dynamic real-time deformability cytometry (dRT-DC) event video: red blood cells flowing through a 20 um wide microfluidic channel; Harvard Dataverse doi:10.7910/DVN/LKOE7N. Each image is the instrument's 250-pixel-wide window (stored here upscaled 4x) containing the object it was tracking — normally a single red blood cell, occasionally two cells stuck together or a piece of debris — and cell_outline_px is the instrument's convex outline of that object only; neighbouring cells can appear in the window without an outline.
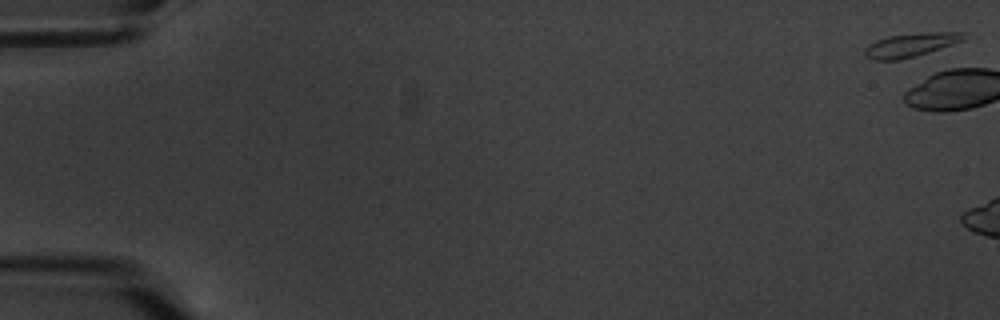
{"species": "common noctule bat (a hibernating species)", "species_latin": "Nyctalus noctula", "temperature_condition": "warm", "stored_images_in_passage": 3, "segment_of_instrument_passage": [1, 2], "camera_frame_rate_fps": 3000, "um_per_image_px": 0.085, "animal": {"sex": "male", "body_mass_g": 20.1, "forearm_length_mm": 53.5}, "frame": {"image": 1, "passage_image": 1, "time_ms": 0.0, "image_size_px": [1000, 320], "cell_outline_px": [[964, 40], [916, 56], [900, 60], [872, 60], [864, 56], [864, 48], [868, 44], [876, 40], [888, 36], [928, 32], [964, 32]], "centroid_in_image_um": [77.34, 3.83], "position_along_channel_um": 7.7, "area_um2": 13.64}}